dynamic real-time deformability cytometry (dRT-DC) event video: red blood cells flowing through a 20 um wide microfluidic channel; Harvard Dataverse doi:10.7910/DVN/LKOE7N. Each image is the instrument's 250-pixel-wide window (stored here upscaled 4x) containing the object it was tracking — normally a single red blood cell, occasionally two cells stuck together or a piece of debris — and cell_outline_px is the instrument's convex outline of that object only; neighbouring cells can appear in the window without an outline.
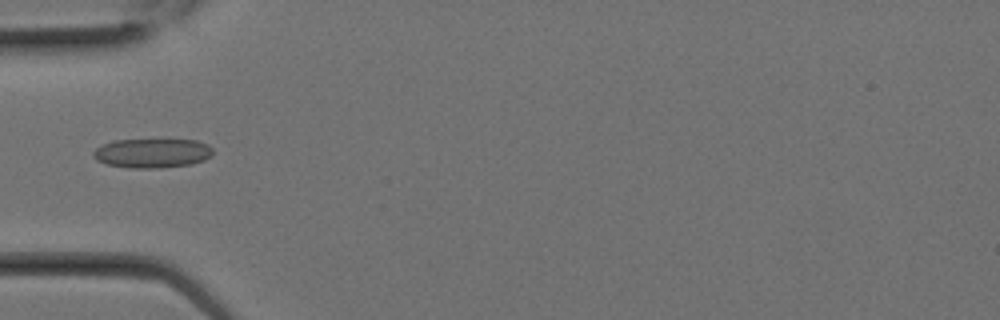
{"species": "Egyptian fruit bat (a non-hibernating species)", "species_latin": "Rousettus aegyptiacus", "temperature_condition": "room temperature", "stored_images_in_passage": 3, "camera_frame_rate_fps": 3000, "um_per_image_px": 0.085, "animal": {"sex": "female"}, "frame": {"image": 1, "passage_image": 3, "time_ms": 0.667, "image_size_px": [1000, 320], "cell_outline_px": [[212, 156], [204, 160], [192, 164], [160, 168], [128, 168], [108, 164], [96, 160], [92, 156], [92, 152], [100, 144], [112, 140], [196, 140], [208, 144], [212, 148]], "centroid_in_image_um": [12.92, 13.02], "position_along_channel_um": 72.1, "area_um2": 20.63}}